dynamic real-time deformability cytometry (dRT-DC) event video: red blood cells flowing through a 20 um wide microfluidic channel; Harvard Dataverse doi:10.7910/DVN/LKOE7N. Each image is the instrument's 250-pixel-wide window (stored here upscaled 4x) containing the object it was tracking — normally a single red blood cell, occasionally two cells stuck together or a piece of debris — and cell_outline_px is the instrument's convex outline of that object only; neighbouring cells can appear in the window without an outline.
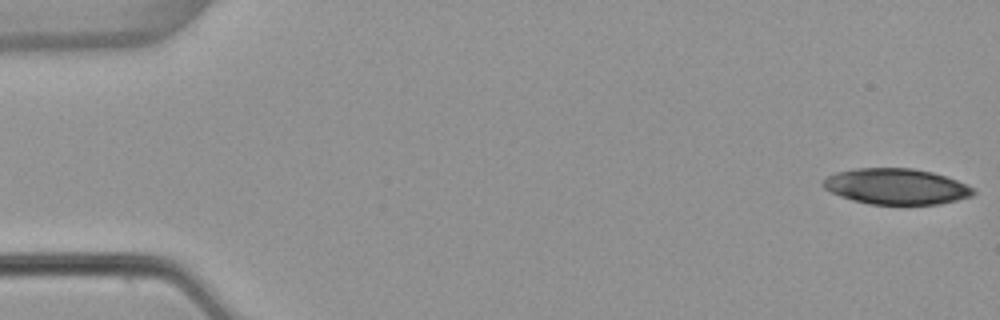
{"species": "common noctule bat (a hibernating species)", "species_latin": "Nyctalus noctula", "temperature_condition": "warm", "stored_images_in_passage": 56, "camera_frame_rate_fps": 3000, "um_per_image_px": 0.085, "animal": {"sex": "female", "body_mass_g": 22.7, "forearm_length_mm": 54.2}, "frame": {"image": 1, "passage_image": 1, "time_ms": 0.0, "image_size_px": [1000, 320], "cell_outline_px": [[976, 192], [972, 196], [940, 204], [868, 204], [852, 200], [840, 196], [824, 188], [820, 184], [828, 176], [836, 172], [856, 168], [912, 168], [932, 172], [968, 184]], "centroid_in_image_um": [76.17, 15.85], "position_along_channel_um": 8.8, "area_um2": 31.33}}
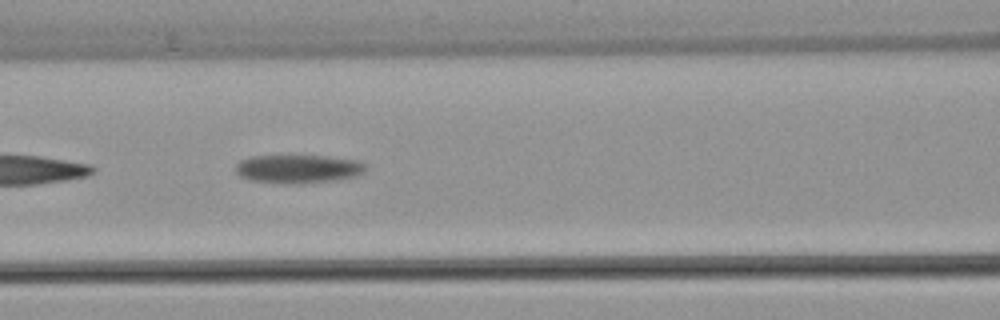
{"frame": {"image": 2, "passage_image": 24, "time_ms": 7.667, "image_size_px": [1000, 320], "cell_outline_px": [[368, 168], [364, 172], [352, 176], [336, 180], [304, 184], [284, 184], [252, 180], [240, 176], [236, 172], [236, 164], [240, 160], [252, 156], [328, 156], [360, 160], [368, 164]], "centroid_in_image_um": [25.39, 14.36], "position_along_channel_um": 141.2, "area_um2": 21.85}}
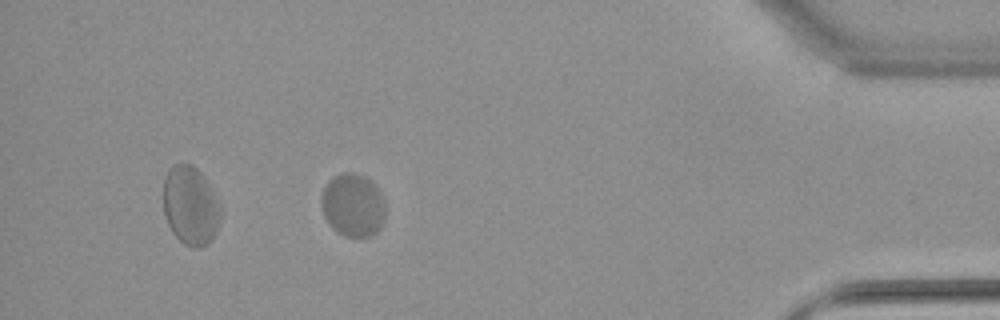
{"frame": {"image": 3, "passage_image": 50, "time_ms": 16.333, "image_size_px": [1000, 320], "cell_outline_px": [[384, 220], [380, 228], [372, 236], [344, 236], [336, 232], [328, 224], [324, 216], [320, 204], [320, 196], [328, 180], [332, 176], [340, 172], [356, 172], [372, 180], [384, 196]], "centroid_in_image_um": [29.98, 17.41], "position_along_channel_um": 405.2, "area_um2": 24.16}, "authors_computed_cell_mechanics": {"area_um2": 23.4668, "velocity_mm_per_s": 3.6316, "shape_relaxation_time_tau1_ms": 7.7199, "shape_relaxation_time_tau2_ms": null, "deformation_change_tau1": 0.1261, "deformation_change_tau2": null}}